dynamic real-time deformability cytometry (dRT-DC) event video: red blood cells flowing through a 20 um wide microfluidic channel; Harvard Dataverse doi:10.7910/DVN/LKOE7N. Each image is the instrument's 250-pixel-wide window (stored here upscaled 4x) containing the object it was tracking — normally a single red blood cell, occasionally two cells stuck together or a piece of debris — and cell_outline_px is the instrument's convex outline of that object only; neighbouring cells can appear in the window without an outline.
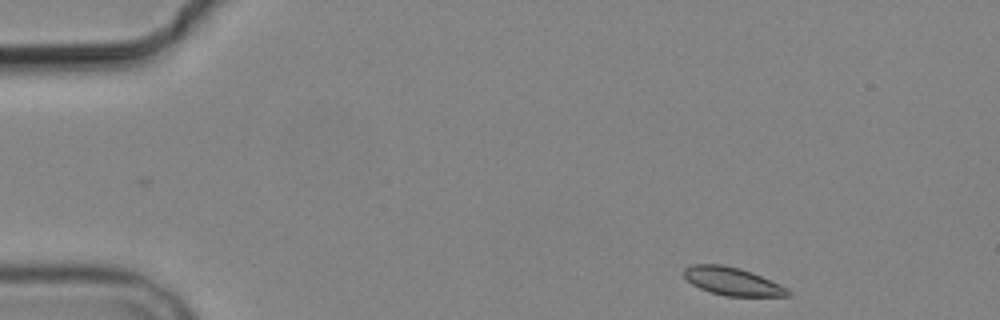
{"species": "common noctule bat (a hibernating species)", "species_latin": "Nyctalus noctula", "temperature_condition": "cold", "stored_images_in_passage": 4, "camera_frame_rate_fps": 3000, "um_per_image_px": 0.085, "animal": {"sex": "male", "body_mass_g": 19.2, "forearm_length_mm": 51.8}, "frame": {"image": 1, "passage_image": 1, "time_ms": 0.0, "image_size_px": [1000, 320], "cell_outline_px": [[792, 296], [724, 296], [700, 288], [692, 284], [684, 276], [684, 268], [692, 264], [720, 264], [740, 268], [752, 272], [780, 284], [788, 288], [792, 292]], "centroid_in_image_um": [62.29, 23.91], "position_along_channel_um": 22.7, "area_um2": 16.99}}
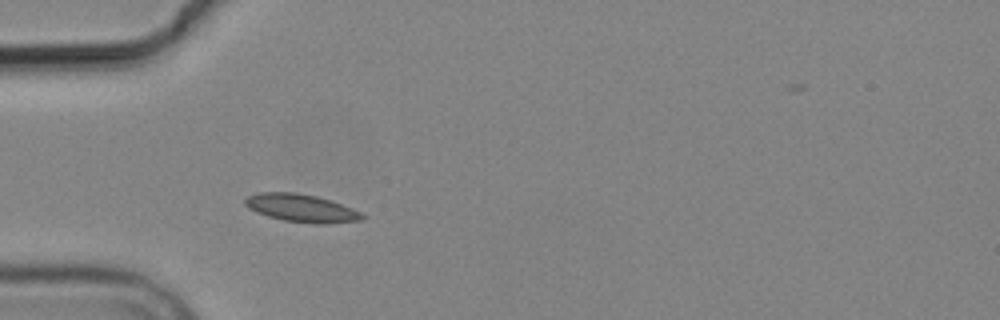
{"frame": {"image": 2, "passage_image": 4, "time_ms": 3.333, "image_size_px": [1000, 320], "cell_outline_px": [[368, 216], [364, 220], [328, 224], [316, 224], [284, 220], [268, 216], [248, 208], [244, 204], [244, 200], [248, 196], [260, 192], [296, 192], [316, 196], [352, 208]], "centroid_in_image_um": [25.65, 17.7], "position_along_channel_um": 59.4, "area_um2": 19.02}}